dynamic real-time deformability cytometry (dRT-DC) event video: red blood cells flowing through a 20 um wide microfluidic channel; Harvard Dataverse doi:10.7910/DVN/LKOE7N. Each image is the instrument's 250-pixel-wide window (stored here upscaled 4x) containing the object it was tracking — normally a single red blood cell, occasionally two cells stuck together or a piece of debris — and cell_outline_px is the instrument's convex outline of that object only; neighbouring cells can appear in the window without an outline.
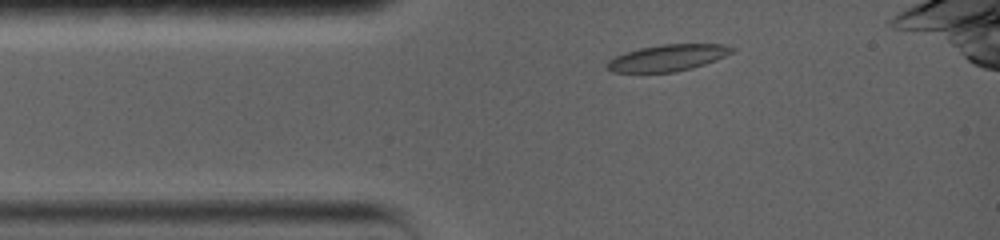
{"species": "common noctule bat (a hibernating species)", "species_latin": "Nyctalus noctula", "temperature_condition": "warm", "stored_images_in_passage": 14, "camera_frame_rate_fps": 5000, "um_per_image_px": 0.085, "animal": {"sex": "female", "body_mass_g": 19.0, "forearm_length_mm": 56.7}, "frame": {"image": 1, "passage_image": 2, "time_ms": 0.6, "image_size_px": [1000, 240], "cell_outline_px": [[736, 52], [716, 60], [692, 68], [676, 72], [612, 72], [604, 68], [604, 64], [608, 60], [624, 52], [640, 48], [660, 44], [724, 44], [736, 48]], "centroid_in_image_um": [56.75, 4.91], "position_along_channel_um": 28.2, "area_um2": 19.59}}
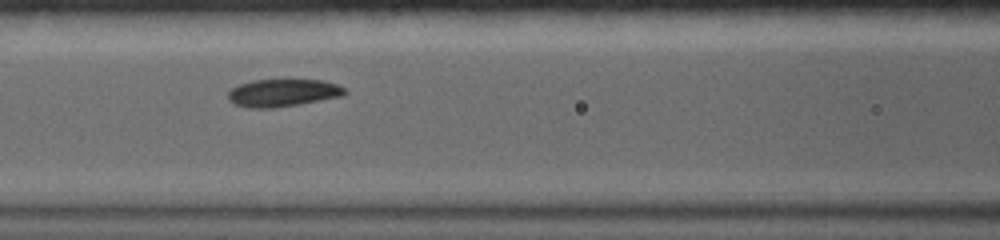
{"frame": {"image": 2, "passage_image": 9, "time_ms": 4.2, "image_size_px": [1000, 240], "cell_outline_px": [[348, 92], [344, 96], [300, 104], [276, 108], [248, 108], [236, 104], [228, 100], [228, 92], [232, 88], [240, 84], [252, 80], [288, 76], [324, 80], [336, 84], [344, 88]], "centroid_in_image_um": [24.08, 7.83], "position_along_channel_um": 142.5, "area_um2": 19.88}}
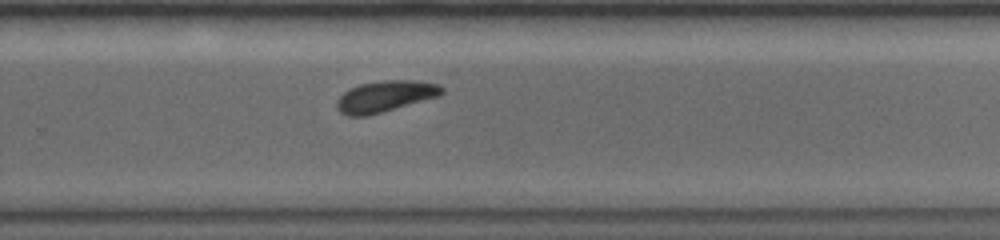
{"frame": {"image": 3, "passage_image": 14, "time_ms": 8.4, "image_size_px": [1000, 240], "cell_outline_px": [[444, 92], [440, 96], [368, 116], [348, 116], [340, 112], [336, 108], [336, 100], [344, 92], [360, 84], [384, 80], [412, 80], [436, 84], [444, 88]], "centroid_in_image_um": [32.73, 8.2], "position_along_channel_um": 297.1, "area_um2": 19.07}}